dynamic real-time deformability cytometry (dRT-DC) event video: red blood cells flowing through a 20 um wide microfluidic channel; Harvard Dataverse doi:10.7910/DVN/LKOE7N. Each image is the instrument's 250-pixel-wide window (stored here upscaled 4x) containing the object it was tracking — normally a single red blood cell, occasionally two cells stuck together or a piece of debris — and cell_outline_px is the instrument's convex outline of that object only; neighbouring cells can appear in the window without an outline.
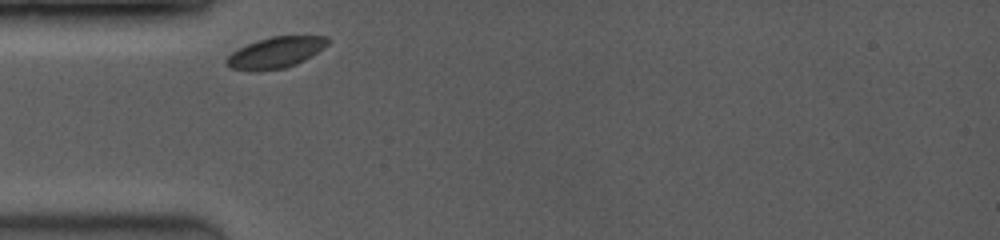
{"species": "common noctule bat (a hibernating species)", "species_latin": "Nyctalus noctula", "temperature_condition": "room temperature", "stored_images_in_passage": 22, "camera_frame_rate_fps": 3500, "um_per_image_px": 0.085, "animal": {"sex": "female", "body_mass_g": 19.0, "forearm_length_mm": 53.3}, "frame": {"image": 1, "passage_image": 1, "time_ms": 0.0, "image_size_px": [1000, 240], "cell_outline_px": [[332, 40], [328, 44], [304, 60], [296, 64], [284, 68], [252, 72], [232, 68], [224, 60], [232, 52], [256, 40], [272, 36], [328, 36]], "centroid_in_image_um": [23.43, 4.46], "position_along_channel_um": 61.6, "area_um2": 18.26}}
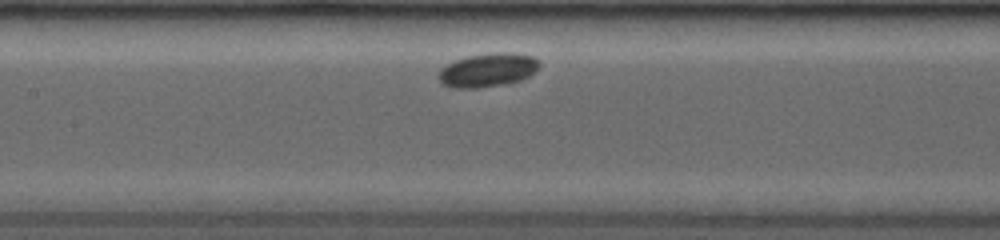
{"frame": {"image": 2, "passage_image": 8, "time_ms": 2.857, "image_size_px": [1000, 240], "cell_outline_px": [[540, 68], [528, 76], [520, 80], [476, 88], [452, 88], [444, 84], [436, 76], [440, 68], [452, 60], [468, 56], [492, 52], [512, 52], [532, 56], [540, 60]], "centroid_in_image_um": [41.44, 5.92], "position_along_channel_um": 166.0, "area_um2": 19.94}}
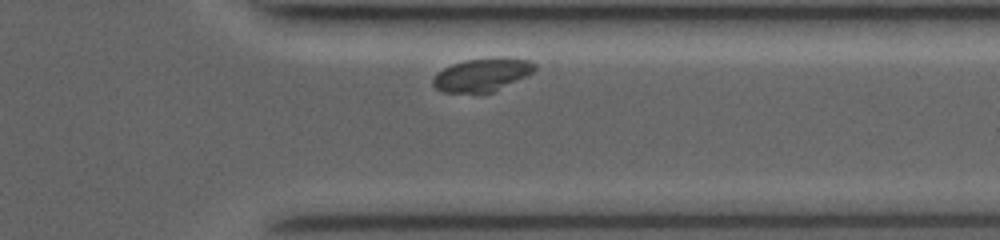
{"frame": {"image": 3, "passage_image": 20, "time_ms": 8.286, "image_size_px": [1000, 240], "cell_outline_px": [[536, 68], [532, 72], [492, 92], [444, 92], [436, 88], [432, 84], [432, 80], [436, 72], [452, 64], [464, 60], [500, 56], [508, 56], [528, 60], [536, 64]], "centroid_in_image_um": [40.96, 6.31], "position_along_channel_um": 370.4, "area_um2": 19.59}}